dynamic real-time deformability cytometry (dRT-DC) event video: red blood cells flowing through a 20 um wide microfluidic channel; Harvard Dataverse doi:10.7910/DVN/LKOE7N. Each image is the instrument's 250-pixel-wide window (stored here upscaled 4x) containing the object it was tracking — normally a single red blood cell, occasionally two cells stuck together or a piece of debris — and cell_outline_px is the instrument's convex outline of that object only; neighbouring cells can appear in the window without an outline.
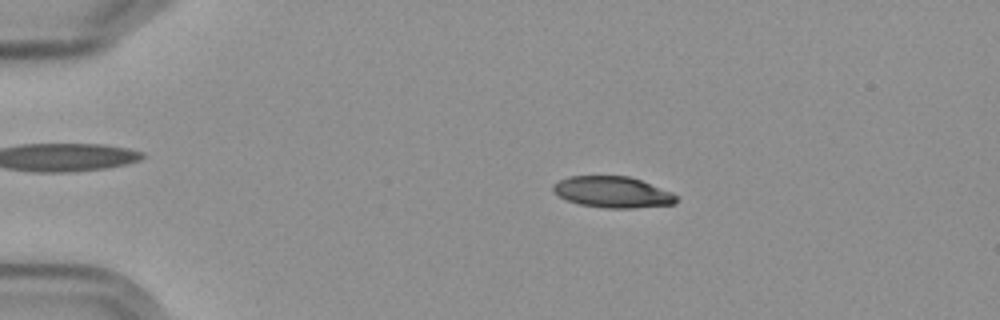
{"species": "Egyptian fruit bat (a non-hibernating species)", "species_latin": "Rousettus aegyptiacus", "temperature_condition": "cold", "stored_images_in_passage": 15, "camera_frame_rate_fps": 3000, "um_per_image_px": 0.085, "frame": {"image": 1, "passage_image": 3, "time_ms": 3.333, "image_size_px": [1000, 320], "cell_outline_px": [[680, 200], [676, 204], [636, 208], [604, 208], [580, 204], [568, 200], [560, 196], [552, 188], [552, 184], [568, 176], [628, 176], [640, 180], [672, 192]], "centroid_in_image_um": [52.11, 16.33], "position_along_channel_um": 32.9, "area_um2": 22.37}}
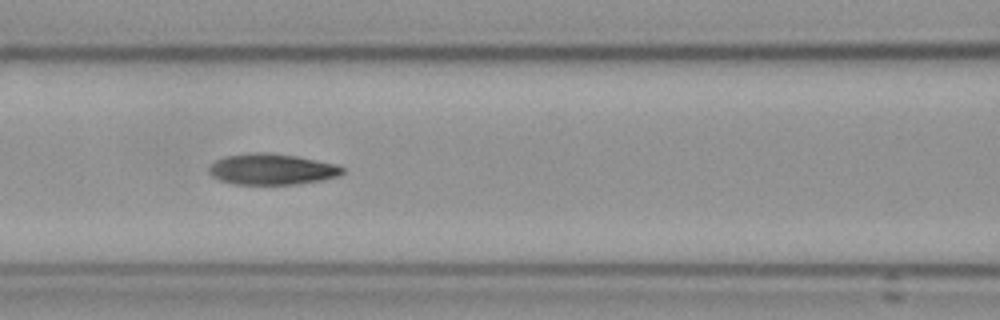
{"frame": {"image": 2, "passage_image": 7, "time_ms": 8.0, "image_size_px": [1000, 320], "cell_outline_px": [[344, 172], [340, 176], [320, 180], [296, 184], [232, 184], [220, 180], [212, 176], [208, 172], [208, 168], [216, 160], [224, 156], [248, 152], [268, 152], [296, 156], [336, 164], [344, 168]], "centroid_in_image_um": [23.08, 14.37], "position_along_channel_um": 143.5, "area_um2": 24.22}}
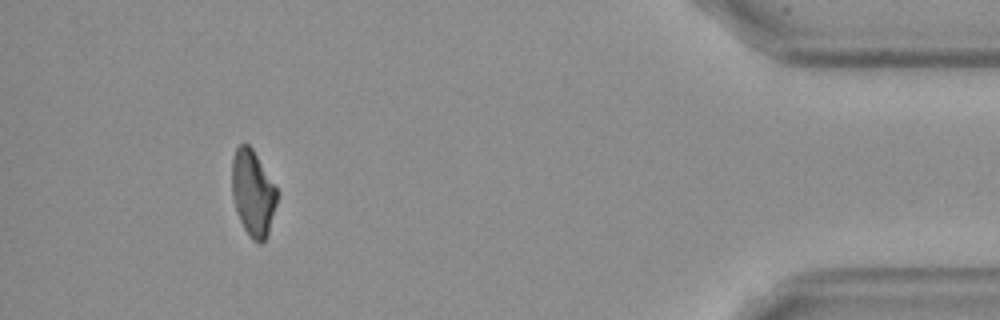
{"frame": {"image": 3, "passage_image": 14, "time_ms": 17.0, "image_size_px": [1000, 320], "cell_outline_px": [[276, 204], [268, 232], [264, 240], [260, 244], [252, 240], [244, 228], [240, 220], [236, 208], [232, 192], [232, 160], [236, 148], [244, 140], [252, 148], [276, 188]], "centroid_in_image_um": [21.47, 16.38], "position_along_channel_um": 413.7, "area_um2": 22.14}, "authors_computed_cell_mechanics": {"area_um2": 23.5246, "velocity_mm_per_s": 3.6188, "shape_relaxation_time_tau1_ms": 5.049, "shape_relaxation_time_tau2_ms": 1.3055, "deformation_change_tau1": 0.1448, "deformation_change_tau2": 0.0587}}